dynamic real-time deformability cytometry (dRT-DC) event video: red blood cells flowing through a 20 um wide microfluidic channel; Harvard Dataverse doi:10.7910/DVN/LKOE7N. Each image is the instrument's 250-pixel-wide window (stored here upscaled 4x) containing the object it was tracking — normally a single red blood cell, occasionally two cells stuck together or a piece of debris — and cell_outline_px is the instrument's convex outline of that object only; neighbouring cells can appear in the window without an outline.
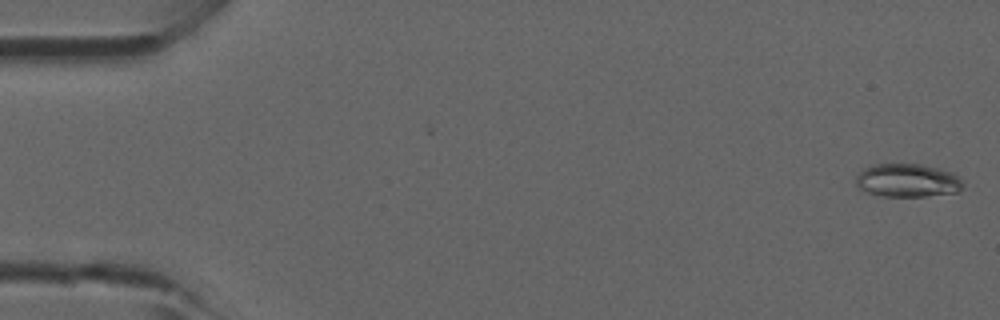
{"species": "common noctule bat (a hibernating species)", "species_latin": "Nyctalus noctula", "temperature_condition": "room temperature", "stored_images_in_passage": 2, "camera_frame_rate_fps": 3000, "um_per_image_px": 0.085, "animal": {"sex": "male", "forearm_length_mm": 52.5}, "frame": {"image": 1, "passage_image": 2, "time_ms": 0.333, "image_size_px": [1000, 320], "cell_outline_px": [[964, 184], [956, 192], [924, 196], [884, 196], [868, 192], [860, 188], [856, 184], [856, 176], [864, 168], [872, 164], [920, 164], [952, 172]], "centroid_in_image_um": [77.1, 15.33], "position_along_channel_um": 7.9, "area_um2": 20.46}}